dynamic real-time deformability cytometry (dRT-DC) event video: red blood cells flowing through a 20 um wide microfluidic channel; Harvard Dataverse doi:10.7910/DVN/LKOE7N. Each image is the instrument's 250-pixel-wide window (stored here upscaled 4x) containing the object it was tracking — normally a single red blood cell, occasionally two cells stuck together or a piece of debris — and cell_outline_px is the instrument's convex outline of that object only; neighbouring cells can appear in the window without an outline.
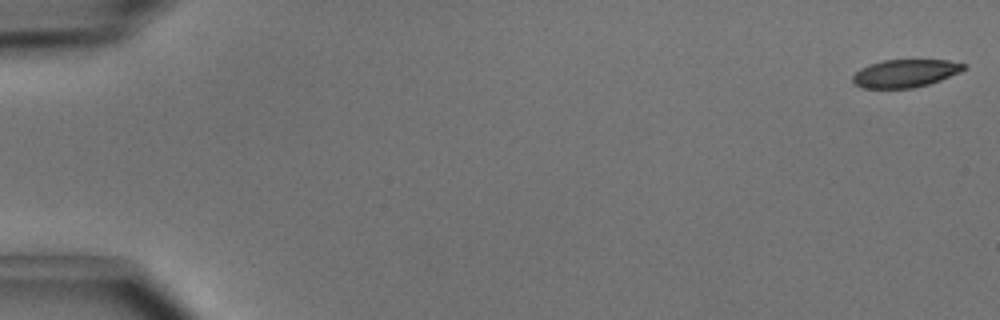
{"species": "common noctule bat (a hibernating species)", "species_latin": "Nyctalus noctula", "temperature_condition": "cold", "stored_images_in_passage": 50, "camera_frame_rate_fps": 3000, "um_per_image_px": 0.085, "animal": {"sex": "male", "body_mass_g": 15.6}, "frame": {"image": 1, "passage_image": 1, "time_ms": 0.0, "image_size_px": [1000, 320], "cell_outline_px": [[968, 68], [960, 72], [940, 80], [928, 84], [912, 88], [864, 88], [852, 84], [852, 76], [860, 68], [868, 64], [884, 60], [948, 60], [968, 64]], "centroid_in_image_um": [76.95, 6.23], "position_along_channel_um": 8.1, "area_um2": 18.21}}
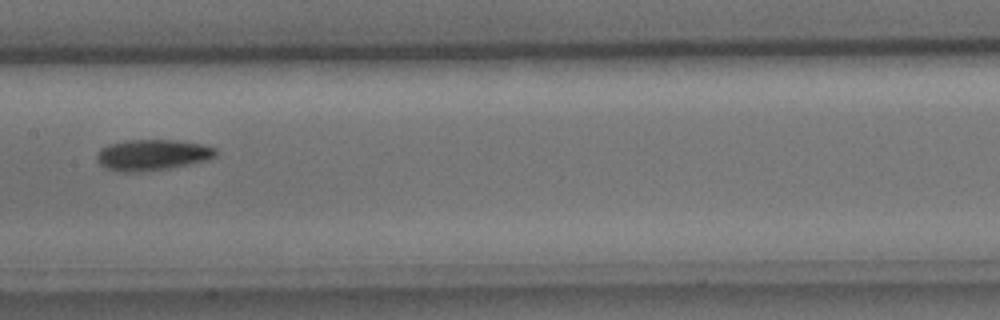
{"frame": {"image": 2, "passage_image": 26, "time_ms": 8.333, "image_size_px": [1000, 320], "cell_outline_px": [[216, 156], [208, 160], [168, 168], [136, 172], [120, 172], [104, 168], [96, 160], [96, 152], [100, 148], [108, 144], [128, 140], [176, 140], [204, 144], [216, 148]], "centroid_in_image_um": [12.91, 13.16], "position_along_channel_um": 194.5, "area_um2": 21.62}}
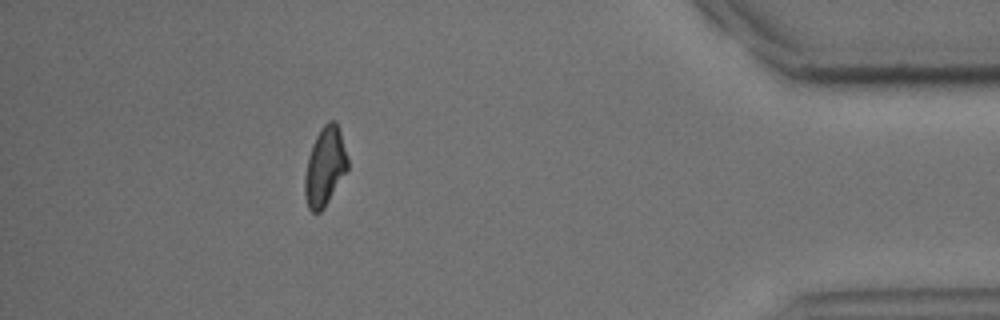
{"frame": {"image": 3, "passage_image": 45, "time_ms": 14.667, "image_size_px": [1000, 320], "cell_outline_px": [[348, 168], [324, 208], [320, 212], [312, 212], [308, 208], [304, 196], [304, 176], [308, 156], [312, 144], [320, 128], [328, 120], [336, 120], [340, 132], [348, 160]], "centroid_in_image_um": [27.59, 14.15], "position_along_channel_um": 407.6, "area_um2": 19.65}, "authors_computed_cell_mechanics": {"area_um2": 20.1144, "velocity_mm_per_s": 4.0569, "shape_relaxation_time_tau1_ms": 2.035, "shape_relaxation_time_tau2_ms": null, "deformation_change_tau1": 0.1209, "deformation_change_tau2": null}}